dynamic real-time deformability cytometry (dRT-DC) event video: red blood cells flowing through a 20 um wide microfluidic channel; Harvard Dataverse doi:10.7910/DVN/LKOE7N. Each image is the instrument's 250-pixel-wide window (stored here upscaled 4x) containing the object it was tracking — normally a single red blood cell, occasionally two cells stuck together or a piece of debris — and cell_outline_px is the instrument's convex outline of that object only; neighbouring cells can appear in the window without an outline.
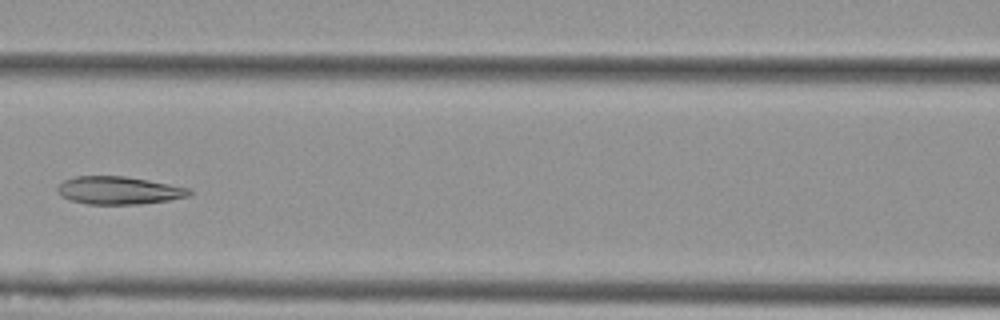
{"species": "Egyptian fruit bat (a non-hibernating species)", "species_latin": "Rousettus aegyptiacus", "temperature_condition": "cold", "stored_images_in_passage": 9, "camera_frame_rate_fps": 3000, "um_per_image_px": 0.085, "animal": {"sex": "female"}, "frame": {"image": 1, "passage_image": 6, "time_ms": 1.667, "image_size_px": [1000, 320], "cell_outline_px": [[192, 192], [188, 196], [168, 200], [140, 204], [88, 204], [72, 200], [64, 196], [56, 188], [64, 180], [76, 176], [124, 176], [148, 180], [188, 188]], "centroid_in_image_um": [10.1, 16.18], "position_along_channel_um": 156.5, "area_um2": 20.98}}
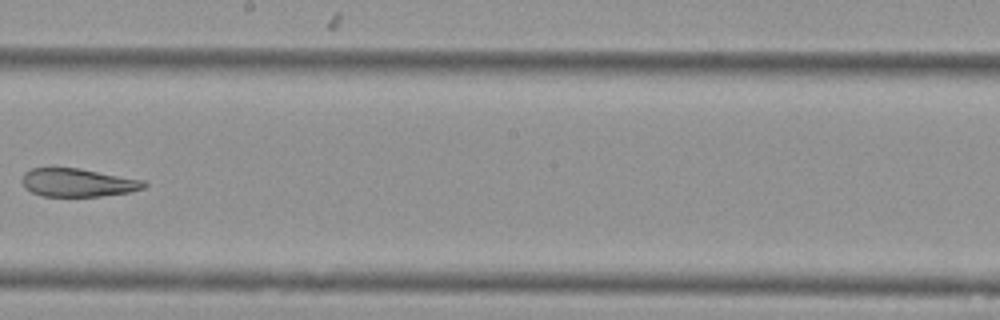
{"frame": {"image": 2, "passage_image": 8, "time_ms": 2.333, "image_size_px": [1000, 320], "cell_outline_px": [[148, 184], [144, 188], [128, 192], [100, 196], [40, 196], [24, 188], [24, 172], [32, 168], [80, 168], [144, 180]], "centroid_in_image_um": [6.63, 15.52], "position_along_channel_um": 241.6, "area_um2": 19.94}}
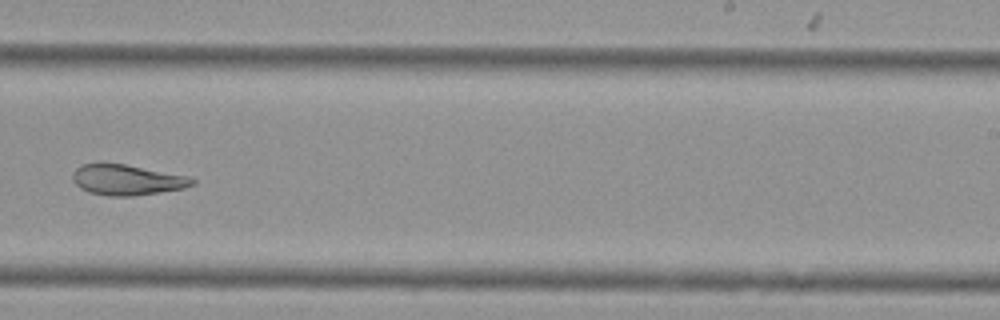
{"frame": {"image": 3, "passage_image": 9, "time_ms": 2.667, "image_size_px": [1000, 320], "cell_outline_px": [[196, 184], [184, 188], [132, 196], [108, 196], [88, 192], [80, 188], [72, 180], [72, 172], [76, 168], [84, 164], [124, 164], [188, 176], [196, 180]], "centroid_in_image_um": [10.79, 15.3], "position_along_channel_um": 278.2, "area_um2": 21.1}}